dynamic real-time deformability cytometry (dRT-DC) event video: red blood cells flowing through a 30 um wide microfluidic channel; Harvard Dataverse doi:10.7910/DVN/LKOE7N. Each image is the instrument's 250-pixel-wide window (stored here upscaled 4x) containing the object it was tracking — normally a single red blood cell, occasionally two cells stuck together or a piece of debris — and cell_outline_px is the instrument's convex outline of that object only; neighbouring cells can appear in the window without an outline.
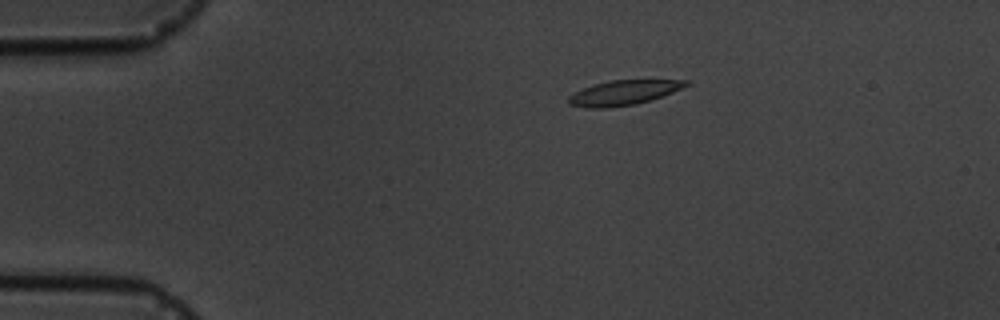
{"species": "common noctule bat (a hibernating species)", "species_latin": "Nyctalus noctula", "temperature_condition": "cold", "stored_images_in_passage": 16, "camera_frame_rate_fps": 3000, "um_per_image_px": 0.085, "animal": {"sex": "male", "body_mass_g": 19.5, "forearm_length_mm": 54.6}, "frame": {"image": 1, "passage_image": 3, "time_ms": 2.333, "image_size_px": [1000, 320], "cell_outline_px": [[688, 84], [672, 92], [636, 104], [604, 108], [584, 108], [568, 104], [568, 96], [584, 88], [608, 80], [688, 80]], "centroid_in_image_um": [52.94, 7.88], "position_along_channel_um": 32.1, "area_um2": 16.59}}
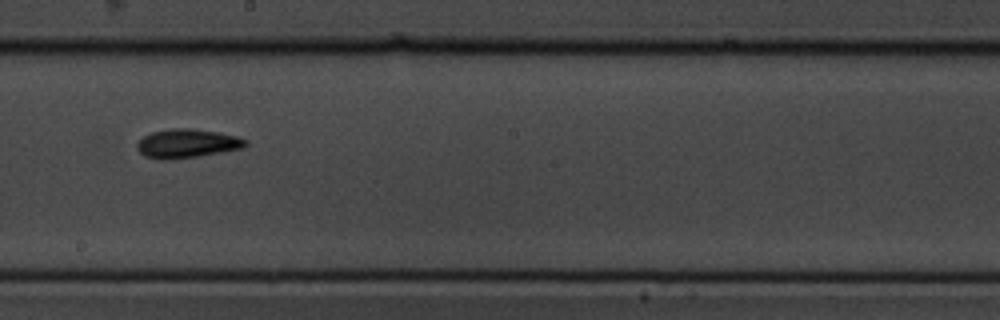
{"frame": {"image": 2, "passage_image": 9, "time_ms": 9.333, "image_size_px": [1000, 320], "cell_outline_px": [[248, 144], [244, 148], [224, 152], [200, 156], [172, 160], [160, 160], [144, 156], [136, 148], [136, 144], [144, 136], [152, 132], [172, 128], [192, 128], [216, 132], [236, 136], [248, 140]], "centroid_in_image_um": [15.91, 12.21], "position_along_channel_um": 232.3, "area_um2": 18.5}}
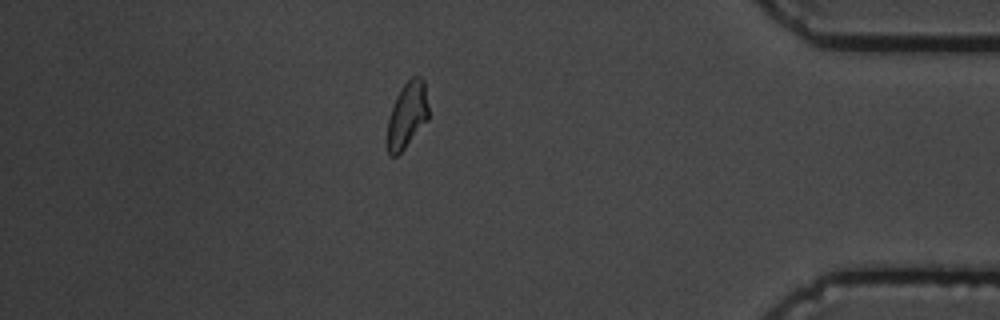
{"frame": {"image": 3, "passage_image": 14, "time_ms": 15.0, "image_size_px": [1000, 320], "cell_outline_px": [[428, 120], [404, 148], [396, 156], [388, 156], [388, 116], [396, 96], [400, 88], [412, 76], [420, 76], [424, 80], [428, 108]], "centroid_in_image_um": [34.61, 9.75], "position_along_channel_um": 400.6, "area_um2": 15.78}, "authors_computed_cell_mechanics": {"area_um2": 16.8198, "velocity_mm_per_s": 3.6005, "shape_relaxation_time_tau1_ms": 5.1119, "shape_relaxation_time_tau2_ms": null, "deformation_change_tau1": 0.1461, "deformation_change_tau2": null}}